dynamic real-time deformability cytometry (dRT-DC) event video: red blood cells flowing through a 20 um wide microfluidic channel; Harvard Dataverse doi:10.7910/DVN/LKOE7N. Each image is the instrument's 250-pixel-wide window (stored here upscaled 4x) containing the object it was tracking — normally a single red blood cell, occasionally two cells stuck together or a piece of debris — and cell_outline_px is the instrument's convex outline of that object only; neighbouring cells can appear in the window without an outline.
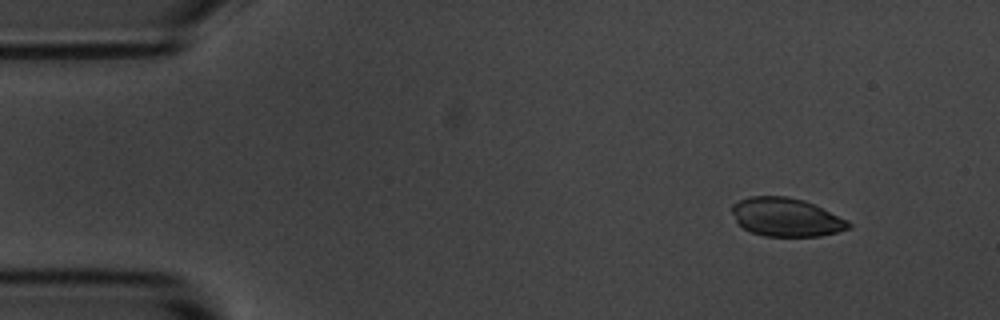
{"species": "common noctule bat (a hibernating species)", "species_latin": "Nyctalus noctula", "temperature_condition": "room temperature", "stored_images_in_passage": 6, "camera_frame_rate_fps": 3000, "um_per_image_px": 0.085, "animal": {"sex": "male", "body_mass_g": 20.1, "forearm_length_mm": 53.5}, "frame": {"image": 1, "passage_image": 2, "time_ms": 0.333, "image_size_px": [1000, 320], "cell_outline_px": [[852, 228], [820, 236], [764, 236], [752, 232], [744, 228], [736, 220], [732, 212], [732, 204], [740, 200], [752, 196], [788, 196], [804, 200], [848, 220], [852, 224]], "centroid_in_image_um": [66.84, 18.46], "position_along_channel_um": 18.2, "area_um2": 26.01}}
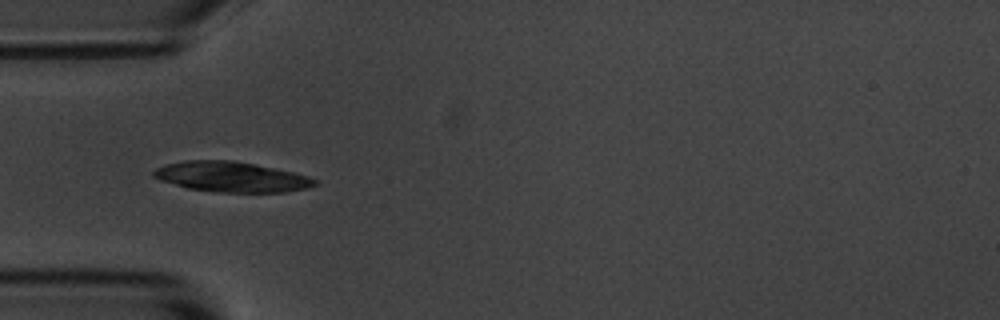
{"frame": {"image": 2, "passage_image": 5, "time_ms": 1.333, "image_size_px": [1000, 320], "cell_outline_px": [[320, 184], [308, 188], [284, 192], [216, 192], [188, 188], [160, 180], [152, 176], [152, 172], [156, 168], [164, 164], [184, 160], [232, 160], [292, 172], [308, 176], [316, 180]], "centroid_in_image_um": [19.64, 15.03], "position_along_channel_um": 65.4, "area_um2": 28.32}}